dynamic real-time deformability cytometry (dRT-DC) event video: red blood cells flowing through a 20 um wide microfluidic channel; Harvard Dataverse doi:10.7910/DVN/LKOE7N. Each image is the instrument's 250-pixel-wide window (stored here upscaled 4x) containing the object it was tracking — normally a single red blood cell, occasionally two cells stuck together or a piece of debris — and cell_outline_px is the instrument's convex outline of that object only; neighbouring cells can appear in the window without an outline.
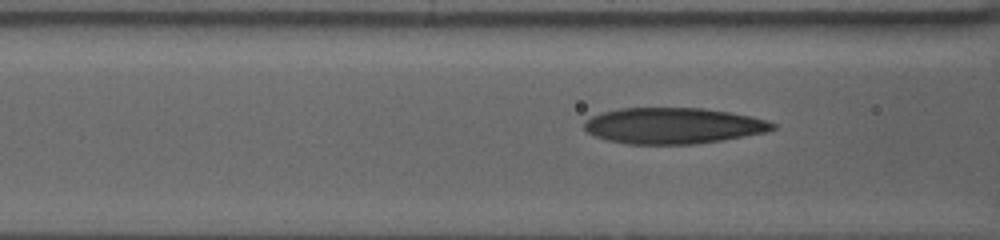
{"species": "human", "species_latin": "Homo sapiens", "temperature_condition": "warm", "stored_images_in_passage": 15, "camera_frame_rate_fps": 3000, "um_per_image_px": 0.085, "donor": {"sex": "female"}, "frame": {"image": 1, "passage_image": 11, "time_ms": 3.333, "image_size_px": [1000, 240], "cell_outline_px": [[776, 128], [768, 132], [724, 140], [696, 144], [628, 144], [608, 140], [596, 136], [588, 132], [584, 128], [584, 120], [592, 116], [604, 112], [620, 108], [704, 108], [752, 116], [768, 120], [776, 124]], "centroid_in_image_um": [57.27, 10.69], "position_along_channel_um": 109.3, "area_um2": 39.71}}